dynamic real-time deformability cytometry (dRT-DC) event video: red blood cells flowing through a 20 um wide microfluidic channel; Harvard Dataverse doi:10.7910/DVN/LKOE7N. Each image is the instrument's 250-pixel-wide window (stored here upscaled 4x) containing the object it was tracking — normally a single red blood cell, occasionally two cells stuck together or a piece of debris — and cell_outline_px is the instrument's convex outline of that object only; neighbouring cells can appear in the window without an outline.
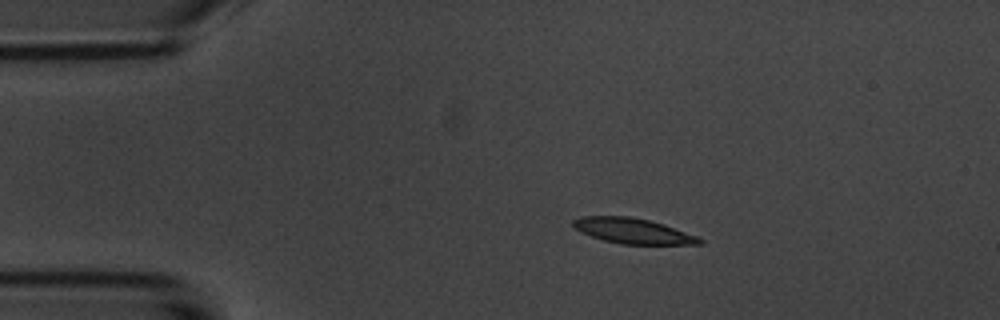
{"species": "common noctule bat (a hibernating species)", "species_latin": "Nyctalus noctula", "temperature_condition": "room temperature", "stored_images_in_passage": 8, "camera_frame_rate_fps": 3000, "um_per_image_px": 0.085, "animal": {"sex": "male", "body_mass_g": 20.1, "forearm_length_mm": 53.5}, "frame": {"image": 1, "passage_image": 3, "time_ms": 2.333, "image_size_px": [1000, 320], "cell_outline_px": [[704, 244], [620, 244], [604, 240], [580, 232], [572, 224], [572, 220], [580, 216], [628, 216], [648, 220], [664, 224], [696, 236], [704, 240]], "centroid_in_image_um": [53.78, 19.62], "position_along_channel_um": 31.2, "area_um2": 18.55}}
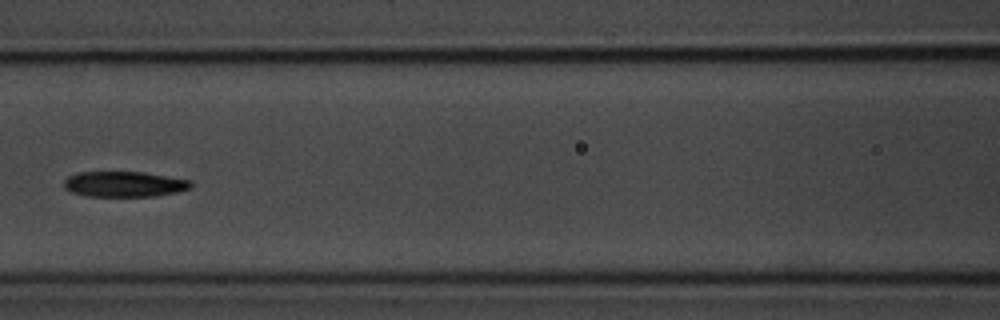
{"frame": {"image": 2, "passage_image": 7, "time_ms": 7.0, "image_size_px": [1000, 320], "cell_outline_px": [[192, 188], [176, 192], [152, 196], [84, 196], [72, 192], [64, 188], [64, 180], [68, 176], [80, 172], [144, 172], [192, 180]], "centroid_in_image_um": [10.57, 15.65], "position_along_channel_um": 156.0, "area_um2": 18.9}}
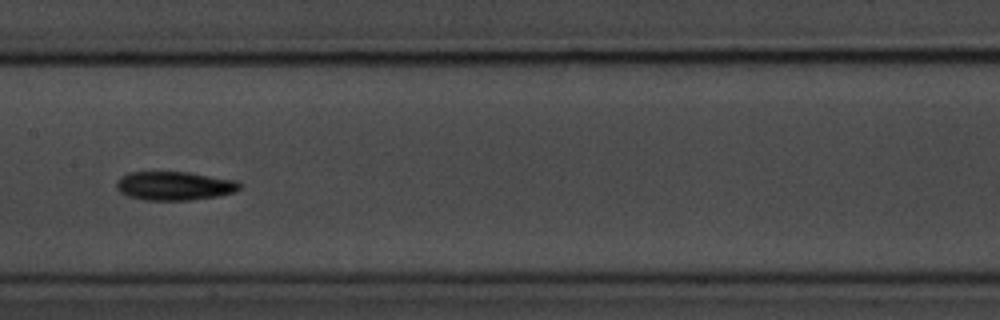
{"frame": {"image": 3, "passage_image": 8, "time_ms": 8.0, "image_size_px": [1000, 320], "cell_outline_px": [[240, 188], [236, 192], [220, 196], [192, 200], [144, 200], [128, 196], [120, 192], [116, 188], [116, 180], [128, 172], [188, 172], [236, 180], [240, 184]], "centroid_in_image_um": [14.82, 15.8], "position_along_channel_um": 192.6, "area_um2": 20.81}}